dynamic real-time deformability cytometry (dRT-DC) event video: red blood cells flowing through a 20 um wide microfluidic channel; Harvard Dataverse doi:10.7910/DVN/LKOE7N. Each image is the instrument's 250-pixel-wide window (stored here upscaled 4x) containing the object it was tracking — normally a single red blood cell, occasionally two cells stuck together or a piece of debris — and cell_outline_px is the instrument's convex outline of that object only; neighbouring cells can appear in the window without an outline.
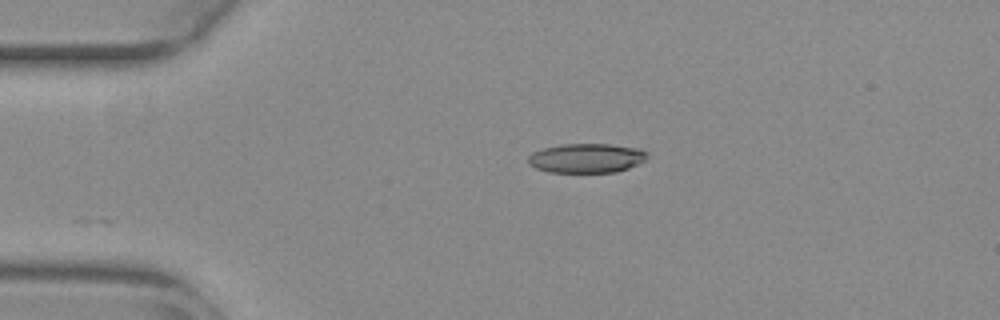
{"species": "common noctule bat (a hibernating species)", "species_latin": "Nyctalus noctula", "temperature_condition": "warm", "stored_images_in_passage": 31, "camera_frame_rate_fps": 3000, "um_per_image_px": 0.085, "animal": {"sex": "female", "body_mass_g": 29.2, "forearm_length_mm": 56.3}, "frame": {"image": 1, "passage_image": 1, "time_ms": 0.0, "image_size_px": [1000, 320], "cell_outline_px": [[648, 156], [644, 160], [628, 168], [616, 172], [548, 172], [536, 168], [528, 164], [528, 156], [532, 152], [544, 148], [560, 144], [608, 144], [640, 148], [648, 152]], "centroid_in_image_um": [49.84, 13.43], "position_along_channel_um": 35.2, "area_um2": 20.4}}
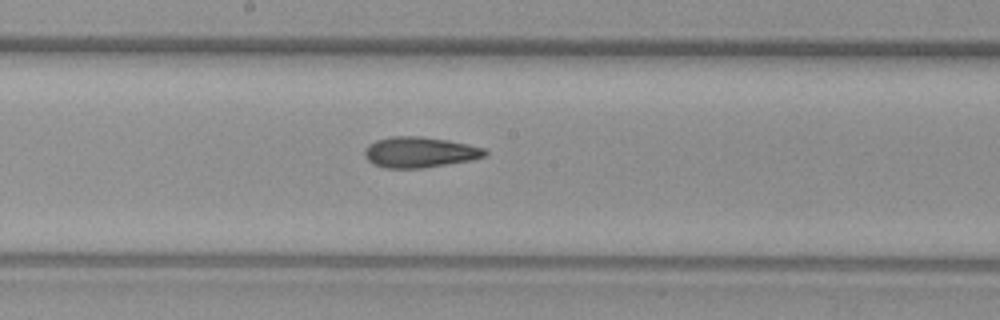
{"frame": {"image": 2, "passage_image": 18, "time_ms": 5.667, "image_size_px": [1000, 320], "cell_outline_px": [[488, 152], [484, 156], [472, 160], [424, 168], [384, 168], [372, 164], [364, 156], [364, 148], [368, 144], [376, 140], [392, 136], [420, 136], [448, 140], [484, 148]], "centroid_in_image_um": [35.63, 12.94], "position_along_channel_um": 212.6, "area_um2": 21.62}}
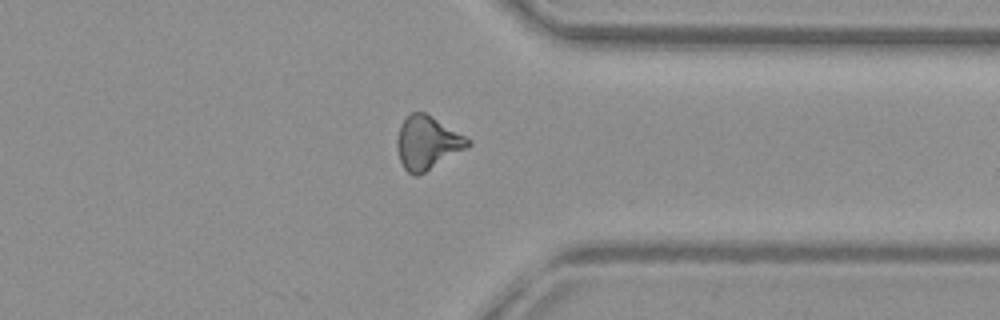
{"frame": {"image": 3, "passage_image": 31, "time_ms": 10.0, "image_size_px": [1000, 320], "cell_outline_px": [[472, 144], [468, 148], [424, 172], [416, 176], [412, 176], [404, 168], [400, 160], [396, 148], [396, 140], [400, 124], [412, 112], [424, 112], [472, 140]], "centroid_in_image_um": [36.31, 12.14], "position_along_channel_um": 375.1, "area_um2": 21.91}, "authors_computed_cell_mechanics": {"area_um2": 21.386, "velocity_mm_per_s": 3.8526, "shape_relaxation_time_tau1_ms": 9.9751, "shape_relaxation_time_tau2_ms": 3.5329, "deformation_change_tau1": 0.2572, "deformation_change_tau2": 0.1282}}